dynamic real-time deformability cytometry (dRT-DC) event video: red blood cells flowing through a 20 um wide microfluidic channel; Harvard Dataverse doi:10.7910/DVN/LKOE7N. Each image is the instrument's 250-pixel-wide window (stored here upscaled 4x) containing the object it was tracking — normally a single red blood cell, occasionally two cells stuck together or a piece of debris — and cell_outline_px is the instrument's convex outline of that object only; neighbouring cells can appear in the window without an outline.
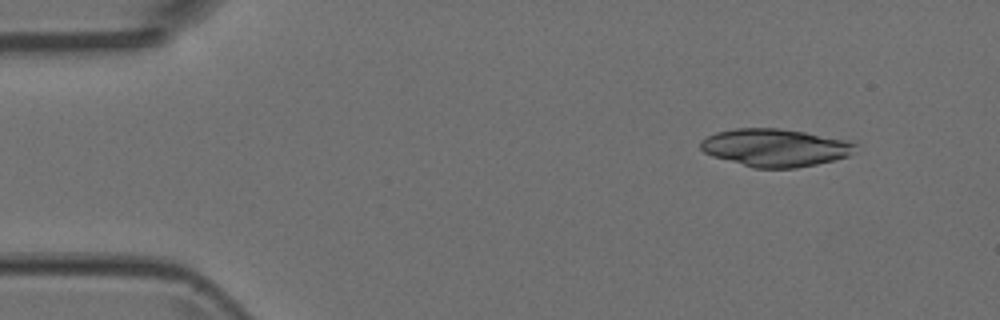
{"species": "Egyptian fruit bat (a non-hibernating species)", "species_latin": "Rousettus aegyptiacus", "temperature_condition": "room temperature", "stored_images_in_passage": 4, "camera_frame_rate_fps": 3000, "um_per_image_px": 0.085, "animal": {"sex": "female"}, "frame": {"image": 1, "passage_image": 1, "time_ms": 0.0, "image_size_px": [1000, 320], "cell_outline_px": [[856, 144], [848, 156], [816, 164], [796, 168], [756, 168], [712, 156], [704, 152], [700, 148], [700, 140], [716, 132], [736, 128], [780, 128], [804, 132], [844, 140]], "centroid_in_image_um": [65.82, 12.54], "position_along_channel_um": 19.2, "area_um2": 33.58}}